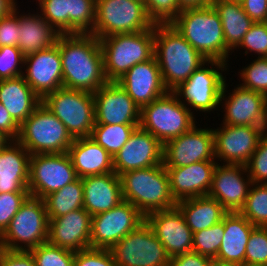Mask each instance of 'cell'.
I'll return each instance as SVG.
<instances>
[{
    "mask_svg": "<svg viewBox=\"0 0 267 266\" xmlns=\"http://www.w3.org/2000/svg\"><path fill=\"white\" fill-rule=\"evenodd\" d=\"M63 87L94 93L108 81L99 39L92 34H60Z\"/></svg>",
    "mask_w": 267,
    "mask_h": 266,
    "instance_id": "1",
    "label": "cell"
},
{
    "mask_svg": "<svg viewBox=\"0 0 267 266\" xmlns=\"http://www.w3.org/2000/svg\"><path fill=\"white\" fill-rule=\"evenodd\" d=\"M154 52L168 91L177 89L207 61L171 23L154 25Z\"/></svg>",
    "mask_w": 267,
    "mask_h": 266,
    "instance_id": "2",
    "label": "cell"
},
{
    "mask_svg": "<svg viewBox=\"0 0 267 266\" xmlns=\"http://www.w3.org/2000/svg\"><path fill=\"white\" fill-rule=\"evenodd\" d=\"M171 24L206 60L230 61L232 53L226 48L221 19L212 5L181 10Z\"/></svg>",
    "mask_w": 267,
    "mask_h": 266,
    "instance_id": "3",
    "label": "cell"
},
{
    "mask_svg": "<svg viewBox=\"0 0 267 266\" xmlns=\"http://www.w3.org/2000/svg\"><path fill=\"white\" fill-rule=\"evenodd\" d=\"M120 180L123 200L133 204L145 217L177 205L163 164L127 171L120 175Z\"/></svg>",
    "mask_w": 267,
    "mask_h": 266,
    "instance_id": "4",
    "label": "cell"
},
{
    "mask_svg": "<svg viewBox=\"0 0 267 266\" xmlns=\"http://www.w3.org/2000/svg\"><path fill=\"white\" fill-rule=\"evenodd\" d=\"M99 41L108 82H116L134 65L154 57V26L146 31L115 34Z\"/></svg>",
    "mask_w": 267,
    "mask_h": 266,
    "instance_id": "5",
    "label": "cell"
},
{
    "mask_svg": "<svg viewBox=\"0 0 267 266\" xmlns=\"http://www.w3.org/2000/svg\"><path fill=\"white\" fill-rule=\"evenodd\" d=\"M229 67V63L207 60L173 92L194 115L211 112L215 115L214 111H220V95L228 81L224 72L228 75Z\"/></svg>",
    "mask_w": 267,
    "mask_h": 266,
    "instance_id": "6",
    "label": "cell"
},
{
    "mask_svg": "<svg viewBox=\"0 0 267 266\" xmlns=\"http://www.w3.org/2000/svg\"><path fill=\"white\" fill-rule=\"evenodd\" d=\"M198 122L173 91L144 106L140 112V127L151 133L163 145L190 131Z\"/></svg>",
    "mask_w": 267,
    "mask_h": 266,
    "instance_id": "7",
    "label": "cell"
},
{
    "mask_svg": "<svg viewBox=\"0 0 267 266\" xmlns=\"http://www.w3.org/2000/svg\"><path fill=\"white\" fill-rule=\"evenodd\" d=\"M73 140L66 126L43 103L20 125L17 139L31 155L67 153Z\"/></svg>",
    "mask_w": 267,
    "mask_h": 266,
    "instance_id": "8",
    "label": "cell"
},
{
    "mask_svg": "<svg viewBox=\"0 0 267 266\" xmlns=\"http://www.w3.org/2000/svg\"><path fill=\"white\" fill-rule=\"evenodd\" d=\"M48 220L43 199L29 196L0 235V248L29 251L47 242Z\"/></svg>",
    "mask_w": 267,
    "mask_h": 266,
    "instance_id": "9",
    "label": "cell"
},
{
    "mask_svg": "<svg viewBox=\"0 0 267 266\" xmlns=\"http://www.w3.org/2000/svg\"><path fill=\"white\" fill-rule=\"evenodd\" d=\"M42 103L66 126L73 139L90 137L95 125L93 93L62 87L47 94Z\"/></svg>",
    "mask_w": 267,
    "mask_h": 266,
    "instance_id": "10",
    "label": "cell"
},
{
    "mask_svg": "<svg viewBox=\"0 0 267 266\" xmlns=\"http://www.w3.org/2000/svg\"><path fill=\"white\" fill-rule=\"evenodd\" d=\"M154 25L143 1L96 0V20L91 34L101 39L115 34L146 31Z\"/></svg>",
    "mask_w": 267,
    "mask_h": 266,
    "instance_id": "11",
    "label": "cell"
},
{
    "mask_svg": "<svg viewBox=\"0 0 267 266\" xmlns=\"http://www.w3.org/2000/svg\"><path fill=\"white\" fill-rule=\"evenodd\" d=\"M109 250L117 266H167L170 261L146 220Z\"/></svg>",
    "mask_w": 267,
    "mask_h": 266,
    "instance_id": "12",
    "label": "cell"
},
{
    "mask_svg": "<svg viewBox=\"0 0 267 266\" xmlns=\"http://www.w3.org/2000/svg\"><path fill=\"white\" fill-rule=\"evenodd\" d=\"M68 153L30 155L28 190L43 199L77 179Z\"/></svg>",
    "mask_w": 267,
    "mask_h": 266,
    "instance_id": "13",
    "label": "cell"
},
{
    "mask_svg": "<svg viewBox=\"0 0 267 266\" xmlns=\"http://www.w3.org/2000/svg\"><path fill=\"white\" fill-rule=\"evenodd\" d=\"M145 221V216L130 202L91 217L90 248L110 249Z\"/></svg>",
    "mask_w": 267,
    "mask_h": 266,
    "instance_id": "14",
    "label": "cell"
},
{
    "mask_svg": "<svg viewBox=\"0 0 267 266\" xmlns=\"http://www.w3.org/2000/svg\"><path fill=\"white\" fill-rule=\"evenodd\" d=\"M219 126L213 128L216 162L245 166L265 135L266 126Z\"/></svg>",
    "mask_w": 267,
    "mask_h": 266,
    "instance_id": "15",
    "label": "cell"
},
{
    "mask_svg": "<svg viewBox=\"0 0 267 266\" xmlns=\"http://www.w3.org/2000/svg\"><path fill=\"white\" fill-rule=\"evenodd\" d=\"M225 81L220 95L219 110L225 112L223 125L231 126H266V95L255 92L240 85L228 90ZM227 93V94H226Z\"/></svg>",
    "mask_w": 267,
    "mask_h": 266,
    "instance_id": "16",
    "label": "cell"
},
{
    "mask_svg": "<svg viewBox=\"0 0 267 266\" xmlns=\"http://www.w3.org/2000/svg\"><path fill=\"white\" fill-rule=\"evenodd\" d=\"M195 125L190 131L163 145V165L176 168L199 161H216L214 134L210 127ZM199 127V128H198Z\"/></svg>",
    "mask_w": 267,
    "mask_h": 266,
    "instance_id": "17",
    "label": "cell"
},
{
    "mask_svg": "<svg viewBox=\"0 0 267 266\" xmlns=\"http://www.w3.org/2000/svg\"><path fill=\"white\" fill-rule=\"evenodd\" d=\"M93 97L95 125H140V108L116 82H107Z\"/></svg>",
    "mask_w": 267,
    "mask_h": 266,
    "instance_id": "18",
    "label": "cell"
},
{
    "mask_svg": "<svg viewBox=\"0 0 267 266\" xmlns=\"http://www.w3.org/2000/svg\"><path fill=\"white\" fill-rule=\"evenodd\" d=\"M23 68L22 76L41 99L63 87L62 59L56 44L25 56Z\"/></svg>",
    "mask_w": 267,
    "mask_h": 266,
    "instance_id": "19",
    "label": "cell"
},
{
    "mask_svg": "<svg viewBox=\"0 0 267 266\" xmlns=\"http://www.w3.org/2000/svg\"><path fill=\"white\" fill-rule=\"evenodd\" d=\"M160 164H163V144L140 126L113 157L114 172L119 176L127 171Z\"/></svg>",
    "mask_w": 267,
    "mask_h": 266,
    "instance_id": "20",
    "label": "cell"
},
{
    "mask_svg": "<svg viewBox=\"0 0 267 266\" xmlns=\"http://www.w3.org/2000/svg\"><path fill=\"white\" fill-rule=\"evenodd\" d=\"M251 184L244 165L217 163L208 196L215 198L228 212H239Z\"/></svg>",
    "mask_w": 267,
    "mask_h": 266,
    "instance_id": "21",
    "label": "cell"
},
{
    "mask_svg": "<svg viewBox=\"0 0 267 266\" xmlns=\"http://www.w3.org/2000/svg\"><path fill=\"white\" fill-rule=\"evenodd\" d=\"M145 220L170 258L192 251L193 232L177 206L152 212L145 217Z\"/></svg>",
    "mask_w": 267,
    "mask_h": 266,
    "instance_id": "22",
    "label": "cell"
},
{
    "mask_svg": "<svg viewBox=\"0 0 267 266\" xmlns=\"http://www.w3.org/2000/svg\"><path fill=\"white\" fill-rule=\"evenodd\" d=\"M116 83L127 92L140 110L168 92L155 56L131 67Z\"/></svg>",
    "mask_w": 267,
    "mask_h": 266,
    "instance_id": "23",
    "label": "cell"
},
{
    "mask_svg": "<svg viewBox=\"0 0 267 266\" xmlns=\"http://www.w3.org/2000/svg\"><path fill=\"white\" fill-rule=\"evenodd\" d=\"M91 217L81 208L57 218H48L47 242L74 252L90 248Z\"/></svg>",
    "mask_w": 267,
    "mask_h": 266,
    "instance_id": "24",
    "label": "cell"
},
{
    "mask_svg": "<svg viewBox=\"0 0 267 266\" xmlns=\"http://www.w3.org/2000/svg\"><path fill=\"white\" fill-rule=\"evenodd\" d=\"M216 161H199L191 165L166 168L170 192L177 202L208 195Z\"/></svg>",
    "mask_w": 267,
    "mask_h": 266,
    "instance_id": "25",
    "label": "cell"
},
{
    "mask_svg": "<svg viewBox=\"0 0 267 266\" xmlns=\"http://www.w3.org/2000/svg\"><path fill=\"white\" fill-rule=\"evenodd\" d=\"M83 208L91 215L108 211L123 201L120 176L115 172L85 176Z\"/></svg>",
    "mask_w": 267,
    "mask_h": 266,
    "instance_id": "26",
    "label": "cell"
},
{
    "mask_svg": "<svg viewBox=\"0 0 267 266\" xmlns=\"http://www.w3.org/2000/svg\"><path fill=\"white\" fill-rule=\"evenodd\" d=\"M30 155L17 140L0 150V193H29Z\"/></svg>",
    "mask_w": 267,
    "mask_h": 266,
    "instance_id": "27",
    "label": "cell"
},
{
    "mask_svg": "<svg viewBox=\"0 0 267 266\" xmlns=\"http://www.w3.org/2000/svg\"><path fill=\"white\" fill-rule=\"evenodd\" d=\"M29 11V12H28ZM19 11L18 48L23 56L53 47L60 35L41 14L28 10Z\"/></svg>",
    "mask_w": 267,
    "mask_h": 266,
    "instance_id": "28",
    "label": "cell"
},
{
    "mask_svg": "<svg viewBox=\"0 0 267 266\" xmlns=\"http://www.w3.org/2000/svg\"><path fill=\"white\" fill-rule=\"evenodd\" d=\"M67 153L79 178L114 172L113 157L91 137L74 139Z\"/></svg>",
    "mask_w": 267,
    "mask_h": 266,
    "instance_id": "29",
    "label": "cell"
},
{
    "mask_svg": "<svg viewBox=\"0 0 267 266\" xmlns=\"http://www.w3.org/2000/svg\"><path fill=\"white\" fill-rule=\"evenodd\" d=\"M224 236L215 259L244 266L245 250L256 227L240 212H228L223 218Z\"/></svg>",
    "mask_w": 267,
    "mask_h": 266,
    "instance_id": "30",
    "label": "cell"
},
{
    "mask_svg": "<svg viewBox=\"0 0 267 266\" xmlns=\"http://www.w3.org/2000/svg\"><path fill=\"white\" fill-rule=\"evenodd\" d=\"M0 102L20 126L42 103L23 76L0 80Z\"/></svg>",
    "mask_w": 267,
    "mask_h": 266,
    "instance_id": "31",
    "label": "cell"
},
{
    "mask_svg": "<svg viewBox=\"0 0 267 266\" xmlns=\"http://www.w3.org/2000/svg\"><path fill=\"white\" fill-rule=\"evenodd\" d=\"M176 206L182 212L193 233L219 223L228 213L215 198L208 195L179 201Z\"/></svg>",
    "mask_w": 267,
    "mask_h": 266,
    "instance_id": "32",
    "label": "cell"
},
{
    "mask_svg": "<svg viewBox=\"0 0 267 266\" xmlns=\"http://www.w3.org/2000/svg\"><path fill=\"white\" fill-rule=\"evenodd\" d=\"M212 6L221 19L226 48L235 53L254 21L245 13L240 0H215Z\"/></svg>",
    "mask_w": 267,
    "mask_h": 266,
    "instance_id": "33",
    "label": "cell"
},
{
    "mask_svg": "<svg viewBox=\"0 0 267 266\" xmlns=\"http://www.w3.org/2000/svg\"><path fill=\"white\" fill-rule=\"evenodd\" d=\"M83 183L81 178L43 198L48 218H57L83 208Z\"/></svg>",
    "mask_w": 267,
    "mask_h": 266,
    "instance_id": "34",
    "label": "cell"
},
{
    "mask_svg": "<svg viewBox=\"0 0 267 266\" xmlns=\"http://www.w3.org/2000/svg\"><path fill=\"white\" fill-rule=\"evenodd\" d=\"M96 20V0H67V34H91Z\"/></svg>",
    "mask_w": 267,
    "mask_h": 266,
    "instance_id": "35",
    "label": "cell"
},
{
    "mask_svg": "<svg viewBox=\"0 0 267 266\" xmlns=\"http://www.w3.org/2000/svg\"><path fill=\"white\" fill-rule=\"evenodd\" d=\"M137 127L139 125H94L90 137L114 157Z\"/></svg>",
    "mask_w": 267,
    "mask_h": 266,
    "instance_id": "36",
    "label": "cell"
},
{
    "mask_svg": "<svg viewBox=\"0 0 267 266\" xmlns=\"http://www.w3.org/2000/svg\"><path fill=\"white\" fill-rule=\"evenodd\" d=\"M239 212L254 226L267 227V184L252 183Z\"/></svg>",
    "mask_w": 267,
    "mask_h": 266,
    "instance_id": "37",
    "label": "cell"
},
{
    "mask_svg": "<svg viewBox=\"0 0 267 266\" xmlns=\"http://www.w3.org/2000/svg\"><path fill=\"white\" fill-rule=\"evenodd\" d=\"M238 71L237 75L241 79H238V85L267 95V57L252 59L250 63Z\"/></svg>",
    "mask_w": 267,
    "mask_h": 266,
    "instance_id": "38",
    "label": "cell"
},
{
    "mask_svg": "<svg viewBox=\"0 0 267 266\" xmlns=\"http://www.w3.org/2000/svg\"><path fill=\"white\" fill-rule=\"evenodd\" d=\"M37 266H74L75 252L45 242L29 250Z\"/></svg>",
    "mask_w": 267,
    "mask_h": 266,
    "instance_id": "39",
    "label": "cell"
},
{
    "mask_svg": "<svg viewBox=\"0 0 267 266\" xmlns=\"http://www.w3.org/2000/svg\"><path fill=\"white\" fill-rule=\"evenodd\" d=\"M224 236L223 220L199 232L193 233L192 251L215 259Z\"/></svg>",
    "mask_w": 267,
    "mask_h": 266,
    "instance_id": "40",
    "label": "cell"
},
{
    "mask_svg": "<svg viewBox=\"0 0 267 266\" xmlns=\"http://www.w3.org/2000/svg\"><path fill=\"white\" fill-rule=\"evenodd\" d=\"M240 49L245 50V56L251 54L252 57L254 54L256 58L267 57V22H254L235 50Z\"/></svg>",
    "mask_w": 267,
    "mask_h": 266,
    "instance_id": "41",
    "label": "cell"
},
{
    "mask_svg": "<svg viewBox=\"0 0 267 266\" xmlns=\"http://www.w3.org/2000/svg\"><path fill=\"white\" fill-rule=\"evenodd\" d=\"M244 266H267V227L256 226L251 231Z\"/></svg>",
    "mask_w": 267,
    "mask_h": 266,
    "instance_id": "42",
    "label": "cell"
},
{
    "mask_svg": "<svg viewBox=\"0 0 267 266\" xmlns=\"http://www.w3.org/2000/svg\"><path fill=\"white\" fill-rule=\"evenodd\" d=\"M41 16L60 34H67V0H35Z\"/></svg>",
    "mask_w": 267,
    "mask_h": 266,
    "instance_id": "43",
    "label": "cell"
},
{
    "mask_svg": "<svg viewBox=\"0 0 267 266\" xmlns=\"http://www.w3.org/2000/svg\"><path fill=\"white\" fill-rule=\"evenodd\" d=\"M247 173L254 184H267V132L245 165Z\"/></svg>",
    "mask_w": 267,
    "mask_h": 266,
    "instance_id": "44",
    "label": "cell"
},
{
    "mask_svg": "<svg viewBox=\"0 0 267 266\" xmlns=\"http://www.w3.org/2000/svg\"><path fill=\"white\" fill-rule=\"evenodd\" d=\"M24 56L16 46L0 47V80L22 76Z\"/></svg>",
    "mask_w": 267,
    "mask_h": 266,
    "instance_id": "45",
    "label": "cell"
},
{
    "mask_svg": "<svg viewBox=\"0 0 267 266\" xmlns=\"http://www.w3.org/2000/svg\"><path fill=\"white\" fill-rule=\"evenodd\" d=\"M144 4L154 24H169L181 12L177 0H144Z\"/></svg>",
    "mask_w": 267,
    "mask_h": 266,
    "instance_id": "46",
    "label": "cell"
},
{
    "mask_svg": "<svg viewBox=\"0 0 267 266\" xmlns=\"http://www.w3.org/2000/svg\"><path fill=\"white\" fill-rule=\"evenodd\" d=\"M29 196L30 193H0V235Z\"/></svg>",
    "mask_w": 267,
    "mask_h": 266,
    "instance_id": "47",
    "label": "cell"
},
{
    "mask_svg": "<svg viewBox=\"0 0 267 266\" xmlns=\"http://www.w3.org/2000/svg\"><path fill=\"white\" fill-rule=\"evenodd\" d=\"M74 266H117L109 249L88 248L75 252Z\"/></svg>",
    "mask_w": 267,
    "mask_h": 266,
    "instance_id": "48",
    "label": "cell"
},
{
    "mask_svg": "<svg viewBox=\"0 0 267 266\" xmlns=\"http://www.w3.org/2000/svg\"><path fill=\"white\" fill-rule=\"evenodd\" d=\"M19 10L17 7L9 16L0 19V47L18 46Z\"/></svg>",
    "mask_w": 267,
    "mask_h": 266,
    "instance_id": "49",
    "label": "cell"
},
{
    "mask_svg": "<svg viewBox=\"0 0 267 266\" xmlns=\"http://www.w3.org/2000/svg\"><path fill=\"white\" fill-rule=\"evenodd\" d=\"M0 266H37L30 251L0 248Z\"/></svg>",
    "mask_w": 267,
    "mask_h": 266,
    "instance_id": "50",
    "label": "cell"
},
{
    "mask_svg": "<svg viewBox=\"0 0 267 266\" xmlns=\"http://www.w3.org/2000/svg\"><path fill=\"white\" fill-rule=\"evenodd\" d=\"M245 13L254 22H267V0H240Z\"/></svg>",
    "mask_w": 267,
    "mask_h": 266,
    "instance_id": "51",
    "label": "cell"
},
{
    "mask_svg": "<svg viewBox=\"0 0 267 266\" xmlns=\"http://www.w3.org/2000/svg\"><path fill=\"white\" fill-rule=\"evenodd\" d=\"M212 258L196 252H188L170 258L167 266H209Z\"/></svg>",
    "mask_w": 267,
    "mask_h": 266,
    "instance_id": "52",
    "label": "cell"
},
{
    "mask_svg": "<svg viewBox=\"0 0 267 266\" xmlns=\"http://www.w3.org/2000/svg\"><path fill=\"white\" fill-rule=\"evenodd\" d=\"M0 131L7 135L11 140L19 137L20 126L13 120L7 109L0 102Z\"/></svg>",
    "mask_w": 267,
    "mask_h": 266,
    "instance_id": "53",
    "label": "cell"
},
{
    "mask_svg": "<svg viewBox=\"0 0 267 266\" xmlns=\"http://www.w3.org/2000/svg\"><path fill=\"white\" fill-rule=\"evenodd\" d=\"M180 10L190 8H200L208 5H212L215 0H177Z\"/></svg>",
    "mask_w": 267,
    "mask_h": 266,
    "instance_id": "54",
    "label": "cell"
},
{
    "mask_svg": "<svg viewBox=\"0 0 267 266\" xmlns=\"http://www.w3.org/2000/svg\"><path fill=\"white\" fill-rule=\"evenodd\" d=\"M17 0H0V19L9 16L18 6Z\"/></svg>",
    "mask_w": 267,
    "mask_h": 266,
    "instance_id": "55",
    "label": "cell"
},
{
    "mask_svg": "<svg viewBox=\"0 0 267 266\" xmlns=\"http://www.w3.org/2000/svg\"><path fill=\"white\" fill-rule=\"evenodd\" d=\"M11 141L12 140L7 135L0 131V150H2Z\"/></svg>",
    "mask_w": 267,
    "mask_h": 266,
    "instance_id": "56",
    "label": "cell"
},
{
    "mask_svg": "<svg viewBox=\"0 0 267 266\" xmlns=\"http://www.w3.org/2000/svg\"><path fill=\"white\" fill-rule=\"evenodd\" d=\"M209 266H239V265L223 262L217 259H211Z\"/></svg>",
    "mask_w": 267,
    "mask_h": 266,
    "instance_id": "57",
    "label": "cell"
},
{
    "mask_svg": "<svg viewBox=\"0 0 267 266\" xmlns=\"http://www.w3.org/2000/svg\"><path fill=\"white\" fill-rule=\"evenodd\" d=\"M266 132H267V95H266Z\"/></svg>",
    "mask_w": 267,
    "mask_h": 266,
    "instance_id": "58",
    "label": "cell"
}]
</instances>
